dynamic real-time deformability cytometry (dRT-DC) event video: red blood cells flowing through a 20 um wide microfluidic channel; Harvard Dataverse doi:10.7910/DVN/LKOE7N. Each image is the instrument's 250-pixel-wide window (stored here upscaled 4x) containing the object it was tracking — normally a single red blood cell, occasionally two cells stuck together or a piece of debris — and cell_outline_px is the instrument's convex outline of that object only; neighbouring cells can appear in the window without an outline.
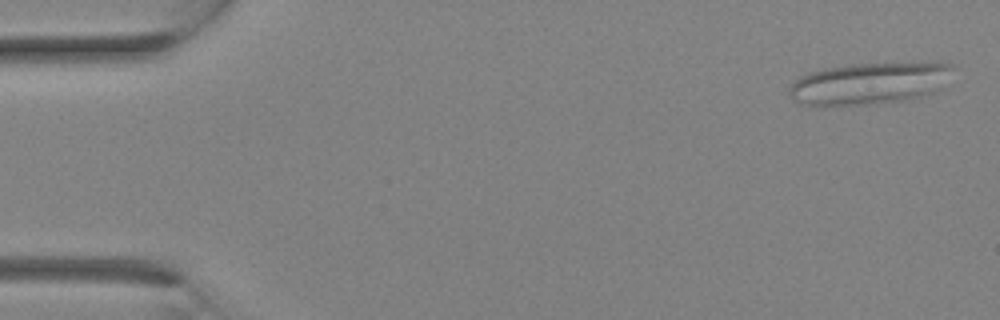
{"species": "Egyptian fruit bat (a non-hibernating species)", "species_latin": "Rousettus aegyptiacus", "temperature_condition": "room temperature", "stored_images_in_passage": 14, "camera_frame_rate_fps": 3000, "um_per_image_px": 0.085, "animal": {"sex": "female"}, "frame": {"image": 1, "passage_image": 1, "time_ms": 0.0, "image_size_px": [1000, 320], "cell_outline_px": [[952, 68], [940, 88], [936, 92], [912, 100], [868, 104], [816, 108], [792, 100], [788, 92], [788, 88], [800, 76], [808, 72], [824, 68], [852, 64], [952, 64]], "centroid_in_image_um": [73.76, 7.15], "position_along_channel_um": 11.2, "area_um2": 40.0}}
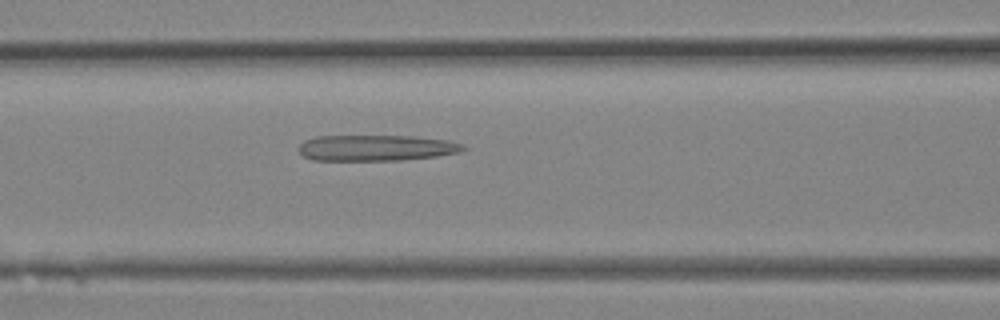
{"frame": {"image": 2, "passage_image": 12, "time_ms": 3.667, "image_size_px": [1000, 320], "cell_outline_px": [[468, 148], [460, 152], [436, 156], [400, 160], [312, 160], [304, 156], [296, 148], [304, 140], [316, 136], [416, 136], [448, 140], [460, 144]], "centroid_in_image_um": [31.95, 12.56], "position_along_channel_um": 134.6, "area_um2": 24.91}}
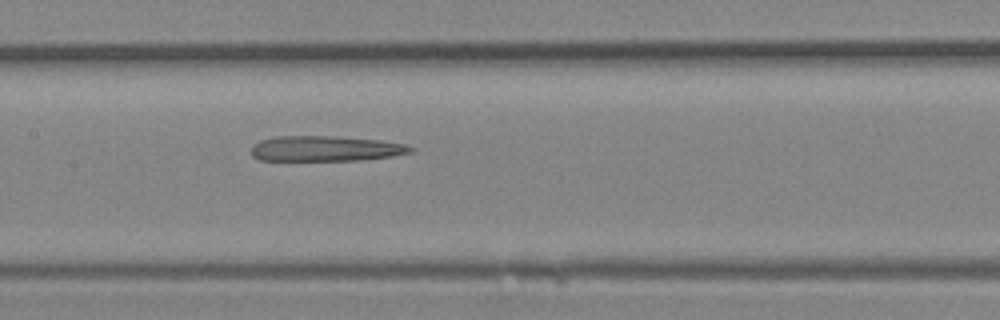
{"frame": {"image": 3, "passage_image": 14, "time_ms": 4.333, "image_size_px": [1000, 320], "cell_outline_px": [[416, 148], [412, 152], [392, 156], [360, 160], [260, 160], [252, 156], [252, 148], [260, 140], [276, 136], [336, 136], [380, 140], [404, 144]], "centroid_in_image_um": [27.7, 12.62], "position_along_channel_um": 179.7, "area_um2": 23.47}}